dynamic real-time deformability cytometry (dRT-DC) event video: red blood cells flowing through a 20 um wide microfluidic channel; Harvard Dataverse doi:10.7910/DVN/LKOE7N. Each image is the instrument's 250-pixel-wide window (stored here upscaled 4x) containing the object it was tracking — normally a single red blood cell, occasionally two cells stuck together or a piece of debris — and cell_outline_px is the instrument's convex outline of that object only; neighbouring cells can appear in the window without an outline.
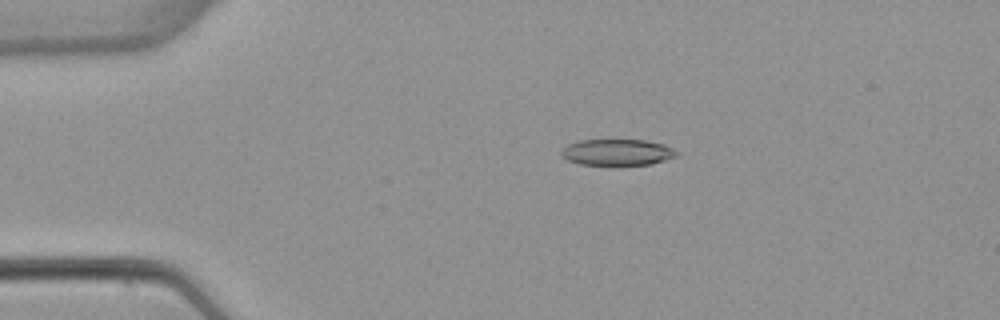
{"species": "common noctule bat (a hibernating species)", "species_latin": "Nyctalus noctula", "temperature_condition": "warm", "stored_images_in_passage": 5, "camera_frame_rate_fps": 3000, "um_per_image_px": 0.085, "animal": {"sex": "female", "body_mass_g": 22.7, "forearm_length_mm": 54.2}, "frame": {"image": 1, "passage_image": 3, "time_ms": 2.333, "image_size_px": [1000, 320], "cell_outline_px": [[676, 156], [652, 164], [580, 164], [568, 160], [560, 156], [560, 152], [568, 144], [576, 140], [648, 140], [664, 144], [672, 148], [676, 152]], "centroid_in_image_um": [52.43, 12.92], "position_along_channel_um": 32.6, "area_um2": 17.46}}
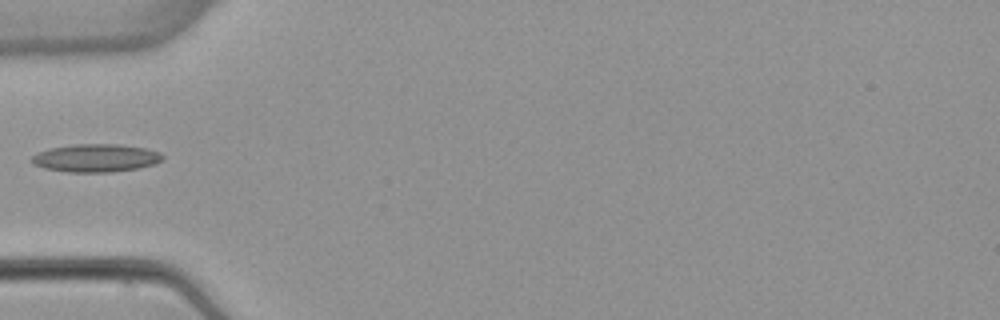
{"frame": {"image": 2, "passage_image": 5, "time_ms": 4.667, "image_size_px": [1000, 320], "cell_outline_px": [[164, 160], [156, 164], [140, 168], [112, 172], [68, 172], [44, 168], [32, 164], [28, 160], [32, 156], [48, 148], [76, 144], [120, 144], [144, 148], [160, 152], [164, 156]], "centroid_in_image_um": [8.16, 13.43], "position_along_channel_um": 76.8, "area_um2": 21.62}}